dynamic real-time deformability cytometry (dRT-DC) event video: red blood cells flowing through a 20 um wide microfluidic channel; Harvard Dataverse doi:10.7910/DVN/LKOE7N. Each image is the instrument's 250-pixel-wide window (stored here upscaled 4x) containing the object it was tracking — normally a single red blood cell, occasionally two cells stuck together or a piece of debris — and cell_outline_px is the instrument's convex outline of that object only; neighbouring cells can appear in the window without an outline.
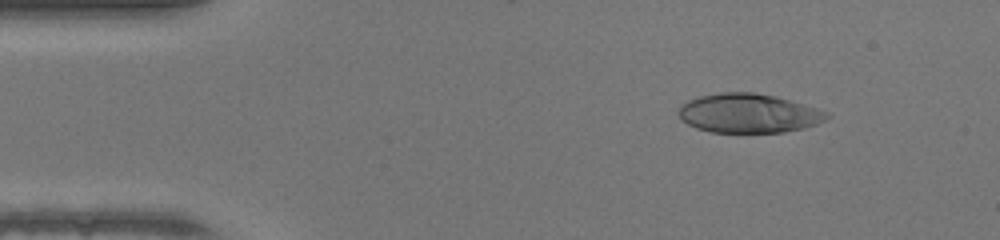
{"species": "human", "species_latin": "Homo sapiens", "temperature_condition": "warm", "stored_images_in_passage": 48, "camera_frame_rate_fps": 3000, "um_per_image_px": 0.085, "donor": {"sex": "female"}, "frame": {"image": 1, "passage_image": 6, "time_ms": 1.667, "image_size_px": [1000, 240], "cell_outline_px": [[832, 116], [816, 124], [804, 128], [784, 132], [712, 132], [696, 128], [680, 120], [676, 112], [680, 104], [688, 100], [700, 96], [720, 92], [756, 92], [776, 96], [816, 108], [828, 112]], "centroid_in_image_um": [63.59, 9.62], "position_along_channel_um": 21.4, "area_um2": 34.04}}
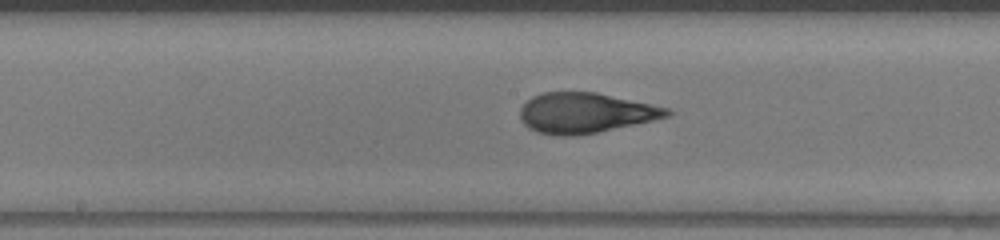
{"frame": {"image": 2, "passage_image": 24, "time_ms": 7.667, "image_size_px": [1000, 240], "cell_outline_px": [[672, 112], [668, 116], [652, 120], [596, 132], [576, 136], [556, 136], [536, 132], [528, 128], [524, 124], [520, 116], [520, 108], [532, 96], [544, 92], [596, 92], [668, 108]], "centroid_in_image_um": [49.69, 9.6], "position_along_channel_um": 198.5, "area_um2": 34.16}}
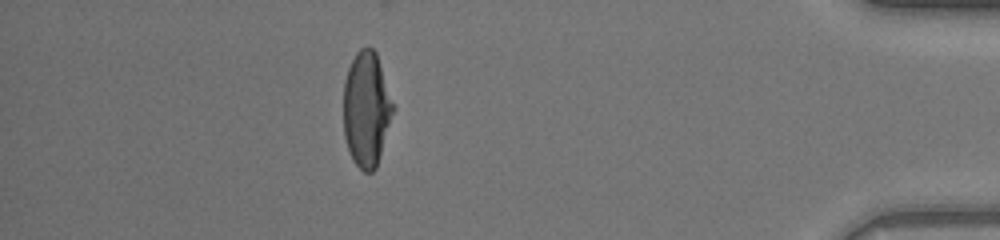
{"frame": {"image": 3, "passage_image": 42, "time_ms": 13.667, "image_size_px": [1000, 240], "cell_outline_px": [[396, 108], [376, 168], [372, 172], [364, 172], [352, 160], [344, 136], [344, 80], [348, 68], [356, 52], [360, 48], [368, 44], [376, 52]], "centroid_in_image_um": [31.17, 9.26], "position_along_channel_um": 404.0, "area_um2": 33.7}, "authors_computed_cell_mechanics": {"area_um2": 34.3332, "velocity_mm_per_s": 4.3084, "shape_relaxation_time_tau1_ms": 9.398, "shape_relaxation_time_tau2_ms": null, "deformation_change_tau1": 0.3722, "deformation_change_tau2": null}}